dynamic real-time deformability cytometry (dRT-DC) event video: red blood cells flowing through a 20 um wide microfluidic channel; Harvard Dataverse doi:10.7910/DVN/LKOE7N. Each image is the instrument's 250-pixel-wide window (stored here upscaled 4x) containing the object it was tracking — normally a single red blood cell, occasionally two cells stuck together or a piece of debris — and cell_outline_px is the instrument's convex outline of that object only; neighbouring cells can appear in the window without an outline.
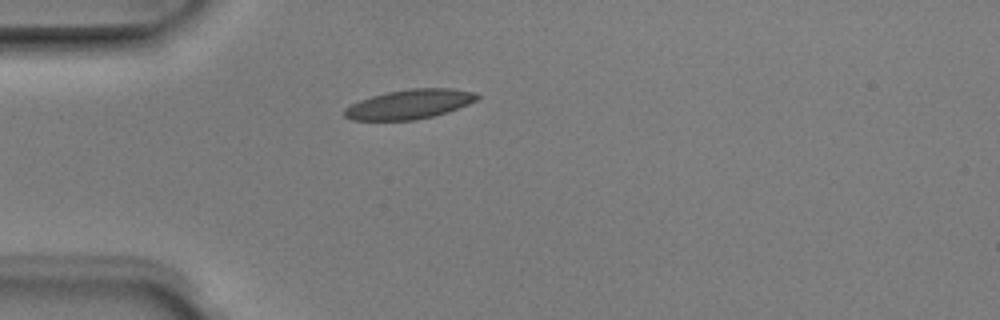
{"species": "Egyptian fruit bat (a non-hibernating species)", "species_latin": "Rousettus aegyptiacus", "temperature_condition": "room temperature", "stored_images_in_passage": 4, "camera_frame_rate_fps": 3000, "um_per_image_px": 0.085, "animal": {"sex": "male"}, "frame": {"image": 1, "passage_image": 4, "time_ms": 1.0, "image_size_px": [1000, 320], "cell_outline_px": [[480, 96], [476, 100], [468, 104], [448, 112], [416, 120], [352, 120], [344, 116], [344, 108], [360, 100], [372, 96], [388, 92], [412, 88], [452, 88], [476, 92]], "centroid_in_image_um": [34.82, 8.85], "position_along_channel_um": 50.2, "area_um2": 22.72}}